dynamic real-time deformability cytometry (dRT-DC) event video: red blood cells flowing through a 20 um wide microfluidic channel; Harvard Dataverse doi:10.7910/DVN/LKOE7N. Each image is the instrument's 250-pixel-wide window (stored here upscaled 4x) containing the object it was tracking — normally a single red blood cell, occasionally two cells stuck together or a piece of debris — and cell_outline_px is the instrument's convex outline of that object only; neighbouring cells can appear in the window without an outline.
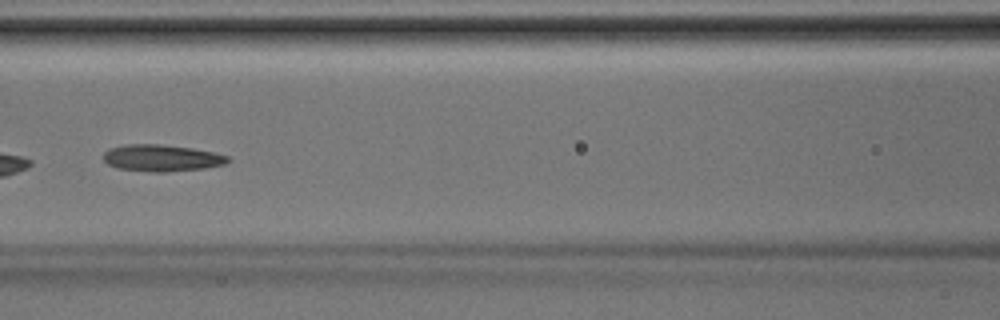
{"species": "Egyptian fruit bat (a non-hibernating species)", "species_latin": "Rousettus aegyptiacus", "temperature_condition": "room temperature", "stored_images_in_passage": 10, "camera_frame_rate_fps": 3000, "um_per_image_px": 0.085, "animal": {"sex": "male"}, "frame": {"image": 1, "passage_image": 6, "time_ms": 1.667, "image_size_px": [1000, 320], "cell_outline_px": [[228, 160], [224, 164], [204, 168], [164, 172], [152, 172], [116, 168], [108, 164], [104, 160], [104, 152], [108, 148], [124, 144], [160, 144], [192, 148], [212, 152], [228, 156]], "centroid_in_image_um": [13.68, 13.42], "position_along_channel_um": 152.9, "area_um2": 19.31}}